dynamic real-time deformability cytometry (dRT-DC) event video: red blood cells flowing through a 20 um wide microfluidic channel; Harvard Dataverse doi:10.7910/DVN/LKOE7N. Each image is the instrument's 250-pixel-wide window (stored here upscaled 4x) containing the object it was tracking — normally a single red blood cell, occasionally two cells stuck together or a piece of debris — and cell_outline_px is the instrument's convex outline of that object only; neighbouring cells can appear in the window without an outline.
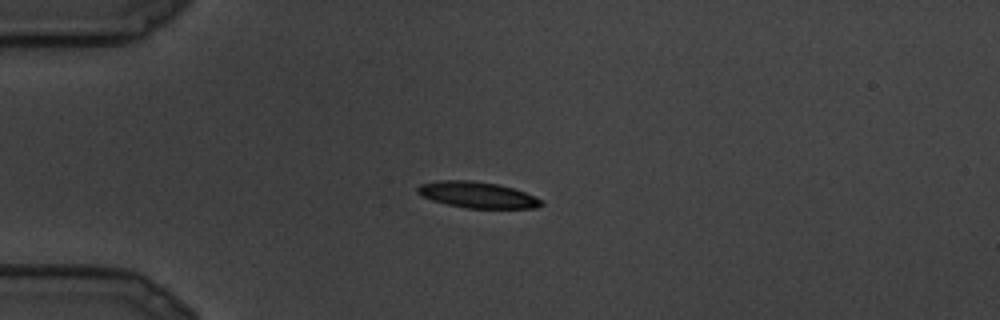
{"species": "common noctule bat (a hibernating species)", "species_latin": "Nyctalus noctula", "temperature_condition": "cold", "stored_images_in_passage": 2, "camera_frame_rate_fps": 3000, "um_per_image_px": 0.085, "animal": {"sex": "male", "body_mass_g": 19.5, "forearm_length_mm": 54.6}, "frame": {"image": 1, "passage_image": 1, "time_ms": 0.0, "image_size_px": [1000, 320], "cell_outline_px": [[544, 204], [536, 208], [468, 208], [448, 204], [432, 200], [420, 196], [416, 192], [416, 188], [420, 184], [440, 180], [472, 180], [496, 184], [512, 188], [524, 192], [540, 200]], "centroid_in_image_um": [40.51, 16.56], "position_along_channel_um": 44.5, "area_um2": 18.67}}